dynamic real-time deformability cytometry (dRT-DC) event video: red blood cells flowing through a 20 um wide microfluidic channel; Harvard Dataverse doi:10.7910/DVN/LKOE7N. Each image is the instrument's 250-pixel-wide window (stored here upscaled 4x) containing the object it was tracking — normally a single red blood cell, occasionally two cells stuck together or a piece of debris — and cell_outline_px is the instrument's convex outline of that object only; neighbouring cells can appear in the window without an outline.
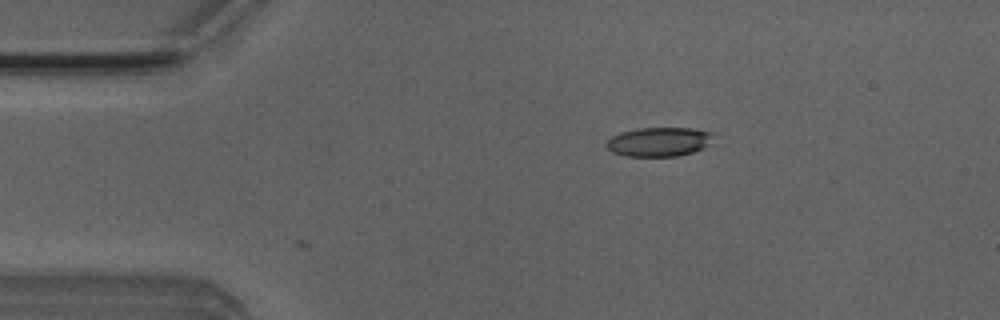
{"species": "Egyptian fruit bat (a non-hibernating species)", "species_latin": "Rousettus aegyptiacus", "temperature_condition": "room temperature", "stored_images_in_passage": 2, "camera_frame_rate_fps": 3000, "um_per_image_px": 0.085, "animal": {"sex": "male"}, "frame": {"image": 1, "passage_image": 2, "time_ms": 0.333, "image_size_px": [1000, 320], "cell_outline_px": [[716, 144], [692, 152], [676, 156], [624, 156], [612, 152], [604, 144], [612, 136], [624, 132], [640, 128], [692, 128], [712, 132]], "centroid_in_image_um": [56.09, 12.06], "position_along_channel_um": 28.9, "area_um2": 18.38}}